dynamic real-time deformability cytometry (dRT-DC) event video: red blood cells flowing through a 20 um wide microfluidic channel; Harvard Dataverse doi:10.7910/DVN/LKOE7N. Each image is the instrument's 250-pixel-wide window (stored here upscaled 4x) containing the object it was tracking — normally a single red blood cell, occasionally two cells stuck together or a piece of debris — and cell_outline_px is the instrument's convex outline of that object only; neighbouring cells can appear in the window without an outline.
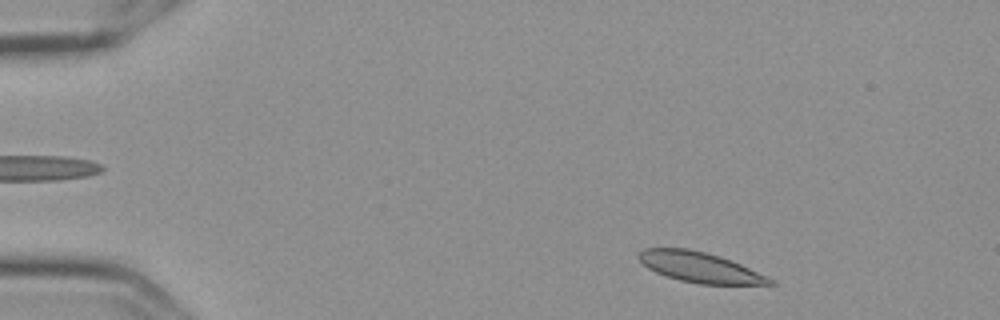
{"species": "Egyptian fruit bat (a non-hibernating species)", "species_latin": "Rousettus aegyptiacus", "temperature_condition": "cold", "stored_images_in_passage": 52, "camera_frame_rate_fps": 3000, "um_per_image_px": 0.085, "frame": {"image": 1, "passage_image": 3, "time_ms": 0.667, "image_size_px": [1000, 320], "cell_outline_px": [[776, 284], [700, 284], [680, 280], [656, 272], [648, 268], [636, 256], [636, 252], [644, 248], [688, 248], [720, 256], [740, 264], [768, 276], [776, 280]], "centroid_in_image_um": [59.48, 22.71], "position_along_channel_um": 25.5, "area_um2": 23.06}}
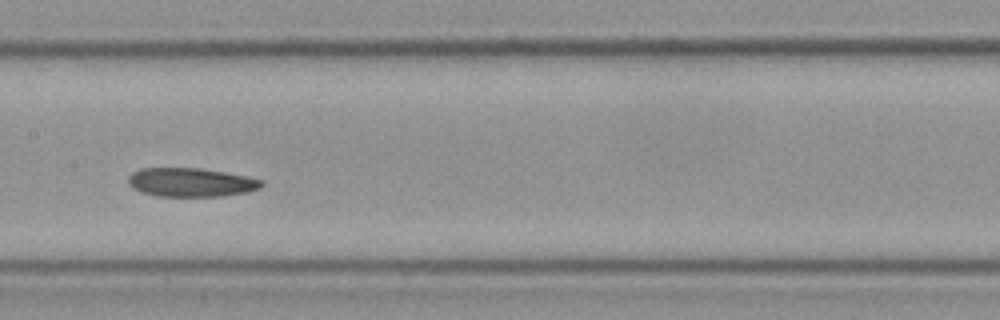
{"frame": {"image": 2, "passage_image": 24, "time_ms": 7.667, "image_size_px": [1000, 320], "cell_outline_px": [[264, 184], [260, 188], [248, 192], [224, 196], [156, 196], [140, 192], [132, 188], [128, 184], [128, 176], [132, 172], [140, 168], [200, 168], [248, 176], [264, 180]], "centroid_in_image_um": [16.23, 15.5], "position_along_channel_um": 191.2, "area_um2": 22.66}}
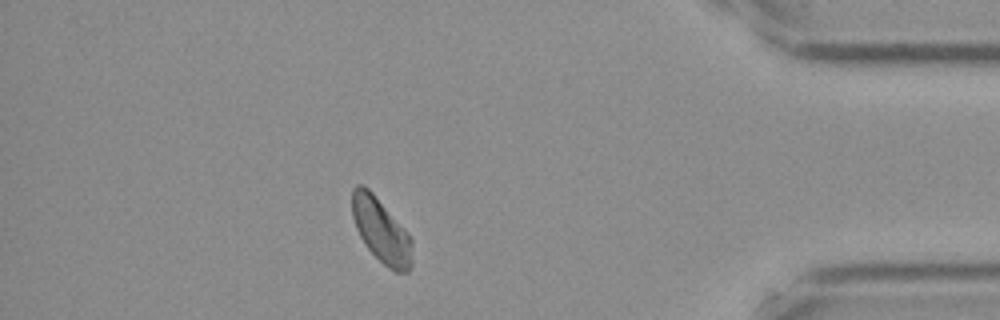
{"frame": {"image": 3, "passage_image": 45, "time_ms": 14.667, "image_size_px": [1000, 320], "cell_outline_px": [[412, 264], [408, 272], [396, 272], [388, 268], [364, 244], [356, 228], [352, 216], [352, 188], [356, 184], [364, 184], [372, 192], [412, 240]], "centroid_in_image_um": [32.37, 19.6], "position_along_channel_um": 402.8, "area_um2": 22.08}}